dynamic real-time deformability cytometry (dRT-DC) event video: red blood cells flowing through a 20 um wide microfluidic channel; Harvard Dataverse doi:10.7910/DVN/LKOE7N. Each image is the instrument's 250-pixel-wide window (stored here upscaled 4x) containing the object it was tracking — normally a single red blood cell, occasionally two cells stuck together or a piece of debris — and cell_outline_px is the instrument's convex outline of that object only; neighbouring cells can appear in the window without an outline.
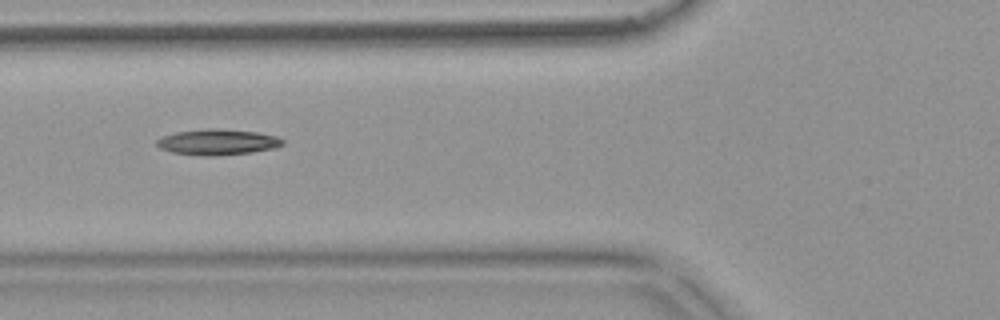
{"species": "common noctule bat (a hibernating species)", "species_latin": "Nyctalus noctula", "temperature_condition": "warm", "stored_images_in_passage": 10, "camera_frame_rate_fps": 3000, "um_per_image_px": 0.085, "animal": {"sex": "female", "body_mass_g": 18.4}, "frame": {"image": 1, "passage_image": 4, "time_ms": 1.0, "image_size_px": [1000, 320], "cell_outline_px": [[284, 144], [276, 148], [252, 152], [212, 156], [204, 156], [172, 152], [160, 148], [156, 144], [156, 140], [164, 136], [176, 132], [208, 128], [216, 128], [256, 132], [276, 136], [284, 140]], "centroid_in_image_um": [18.51, 12.07], "position_along_channel_um": 107.3, "area_um2": 18.84}}